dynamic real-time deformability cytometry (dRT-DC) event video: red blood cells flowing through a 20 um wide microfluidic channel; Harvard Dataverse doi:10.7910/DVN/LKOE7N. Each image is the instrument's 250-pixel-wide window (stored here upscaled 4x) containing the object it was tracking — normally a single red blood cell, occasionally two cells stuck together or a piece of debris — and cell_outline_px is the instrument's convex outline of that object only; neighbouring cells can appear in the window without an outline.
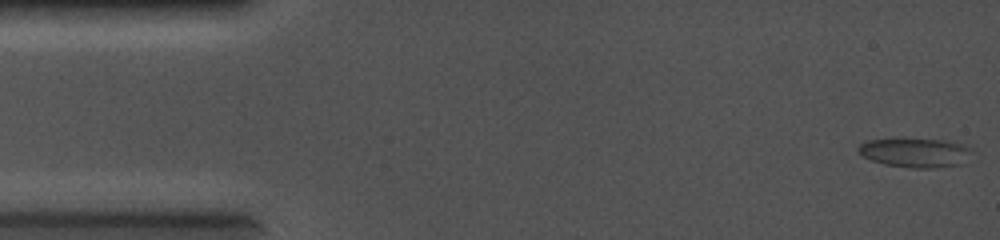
{"species": "common noctule bat (a hibernating species)", "species_latin": "Nyctalus noctula", "temperature_condition": "cold", "stored_images_in_passage": 47, "camera_frame_rate_fps": 5000, "um_per_image_px": 0.085, "animal": {"sex": "female", "body_mass_g": 19.0, "forearm_length_mm": 56.7}, "frame": {"image": 1, "passage_image": 1, "time_ms": 0.0, "image_size_px": [1000, 240], "cell_outline_px": [[972, 152], [960, 164], [932, 168], [912, 168], [884, 164], [872, 160], [864, 156], [856, 148], [860, 144], [868, 140], [904, 136], [944, 140], [960, 144], [972, 148]], "centroid_in_image_um": [77.75, 12.92], "position_along_channel_um": 7.3, "area_um2": 19.83}}
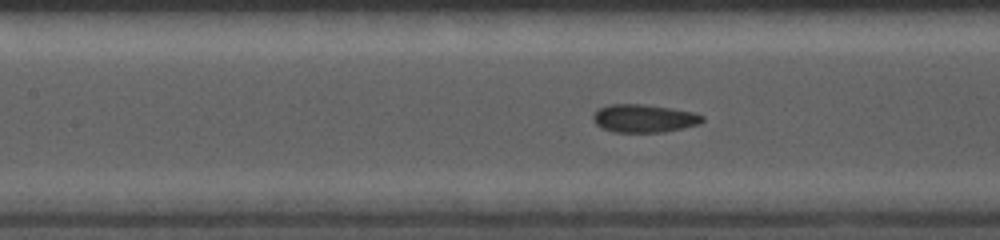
{"frame": {"image": 2, "passage_image": 29, "time_ms": 5.6, "image_size_px": [1000, 240], "cell_outline_px": [[704, 120], [700, 124], [684, 128], [664, 132], [612, 132], [596, 124], [592, 120], [592, 116], [600, 108], [608, 104], [644, 104], [672, 108], [692, 112], [704, 116]], "centroid_in_image_um": [54.75, 10.06], "position_along_channel_um": 152.6, "area_um2": 17.92}}
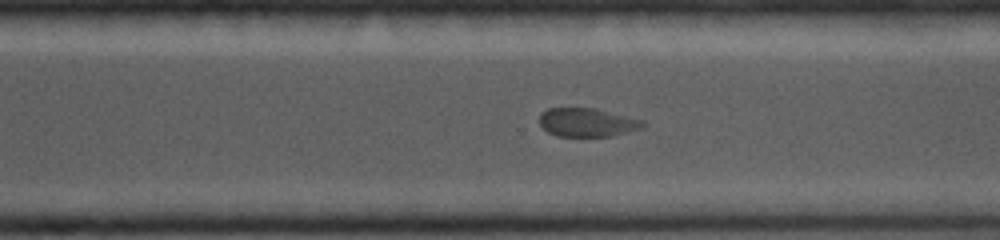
{"frame": {"image": 3, "passage_image": 47, "time_ms": 9.2, "image_size_px": [1000, 240], "cell_outline_px": [[644, 124], [640, 128], [628, 132], [612, 136], [556, 136], [548, 132], [540, 124], [540, 112], [548, 108], [596, 108], [644, 120]], "centroid_in_image_um": [49.9, 10.4], "position_along_channel_um": 320.7, "area_um2": 17.22}}